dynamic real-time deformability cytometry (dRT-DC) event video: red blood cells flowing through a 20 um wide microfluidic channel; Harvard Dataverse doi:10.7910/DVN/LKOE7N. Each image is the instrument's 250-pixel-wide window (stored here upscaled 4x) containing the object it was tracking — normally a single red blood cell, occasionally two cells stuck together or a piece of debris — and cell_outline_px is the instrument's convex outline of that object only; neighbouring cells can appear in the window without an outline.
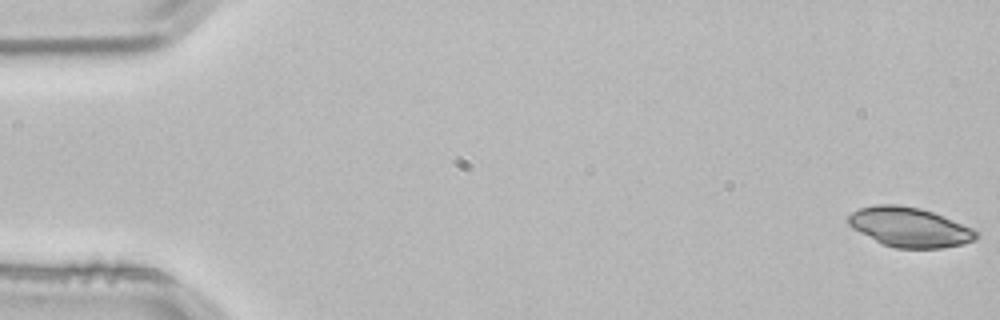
{"species": "common noctule bat (a hibernating species)", "species_latin": "Nyctalus noctula", "temperature_condition": "room temperature", "stored_images_in_passage": 21, "camera_frame_rate_fps": 3000, "um_per_image_px": 0.085, "animal": {"sex": "male", "body_mass_g": 21.5, "forearm_length_mm": 52.0}, "frame": {"image": 1, "passage_image": 1, "time_ms": 0.0, "image_size_px": [1000, 320], "cell_outline_px": [[980, 236], [976, 240], [964, 244], [940, 248], [896, 248], [884, 244], [852, 228], [848, 224], [848, 216], [852, 212], [860, 208], [876, 204], [900, 204], [920, 208], [932, 212], [972, 228], [980, 232]], "centroid_in_image_um": [77.34, 19.3], "position_along_channel_um": 7.7, "area_um2": 29.42}}
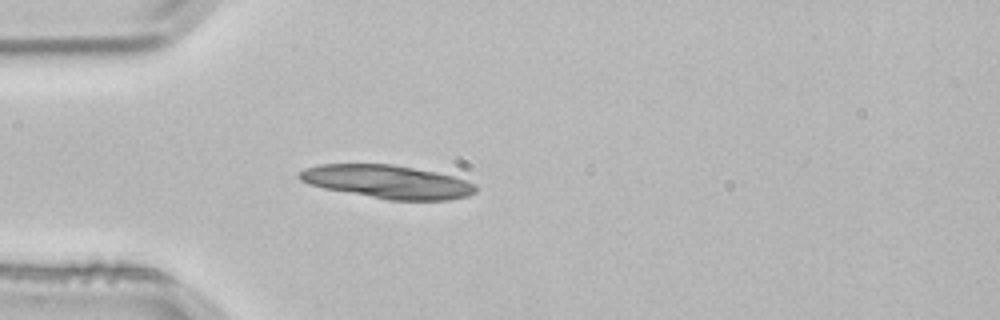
{"frame": {"image": 2, "passage_image": 15, "time_ms": 4.667, "image_size_px": [1000, 320], "cell_outline_px": [[476, 192], [468, 196], [448, 200], [388, 200], [324, 188], [300, 180], [296, 176], [304, 168], [320, 164], [392, 164], [436, 172], [452, 176], [464, 180], [472, 184], [476, 188]], "centroid_in_image_um": [32.91, 15.45], "position_along_channel_um": 52.1, "area_um2": 33.99}}